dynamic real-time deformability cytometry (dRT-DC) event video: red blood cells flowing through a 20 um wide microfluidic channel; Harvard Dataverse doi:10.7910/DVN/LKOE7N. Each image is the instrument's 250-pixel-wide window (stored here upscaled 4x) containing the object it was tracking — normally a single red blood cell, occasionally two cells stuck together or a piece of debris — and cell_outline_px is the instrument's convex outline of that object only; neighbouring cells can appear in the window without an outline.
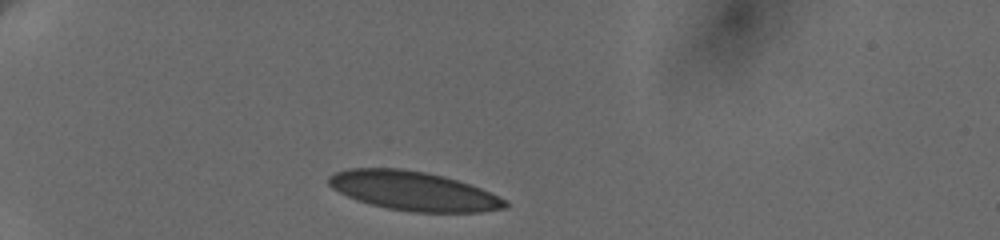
{"species": "human", "species_latin": "Homo sapiens", "temperature_condition": "cold", "stored_images_in_passage": 4, "camera_frame_rate_fps": 3000, "um_per_image_px": 0.085, "donor": {"sex": "female"}, "frame": {"image": 1, "passage_image": 1, "time_ms": 0.0, "image_size_px": [1000, 240], "cell_outline_px": [[508, 204], [504, 208], [480, 212], [412, 212], [388, 208], [356, 200], [332, 188], [328, 184], [328, 176], [336, 172], [348, 168], [400, 168], [428, 172], [444, 176], [472, 184], [504, 200]], "centroid_in_image_um": [35.11, 16.22], "position_along_channel_um": 49.9, "area_um2": 40.06}}
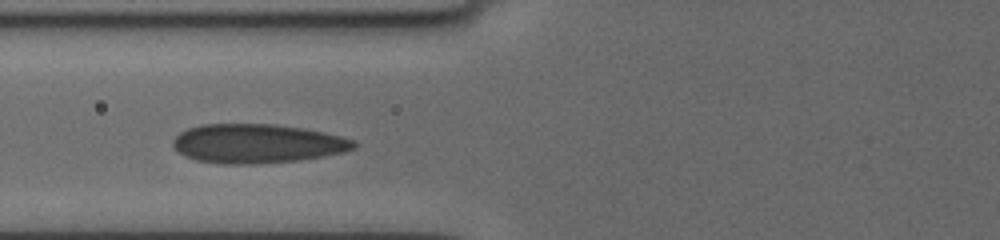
{"frame": {"image": 2, "passage_image": 3, "time_ms": 2.667, "image_size_px": [1000, 240], "cell_outline_px": [[356, 148], [344, 152], [324, 156], [300, 160], [260, 164], [220, 164], [196, 160], [184, 156], [172, 144], [172, 140], [180, 132], [188, 128], [200, 124], [272, 124], [300, 128], [324, 132], [340, 136], [352, 140], [356, 144]], "centroid_in_image_um": [21.84, 12.21], "position_along_channel_um": 104.0, "area_um2": 41.27}}